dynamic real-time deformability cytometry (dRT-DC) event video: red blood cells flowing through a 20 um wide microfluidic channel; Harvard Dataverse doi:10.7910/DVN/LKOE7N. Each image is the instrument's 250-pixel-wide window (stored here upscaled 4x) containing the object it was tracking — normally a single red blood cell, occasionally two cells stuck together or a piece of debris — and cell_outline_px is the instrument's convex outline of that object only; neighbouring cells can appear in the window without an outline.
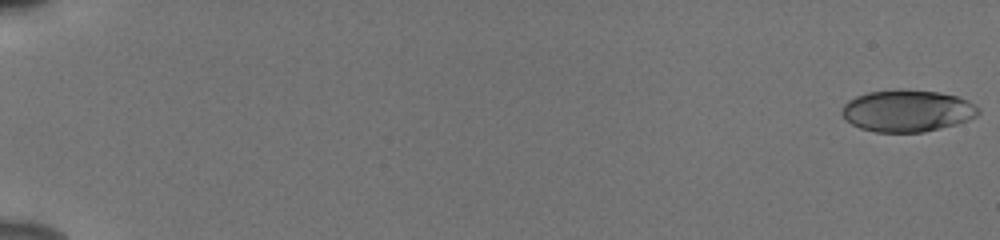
{"species": "human", "species_latin": "Homo sapiens", "temperature_condition": "cold", "stored_images_in_passage": 55, "camera_frame_rate_fps": 3000, "um_per_image_px": 0.085, "donor": {"sex": "male"}, "frame": {"image": 1, "passage_image": 1, "time_ms": 0.0, "image_size_px": [1000, 240], "cell_outline_px": [[980, 112], [976, 116], [968, 120], [956, 124], [924, 132], [876, 132], [860, 128], [844, 120], [840, 112], [844, 104], [848, 100], [856, 96], [868, 92], [900, 88], [940, 92], [956, 96], [968, 100], [980, 108]], "centroid_in_image_um": [77.1, 9.41], "position_along_channel_um": 7.9, "area_um2": 33.7}}
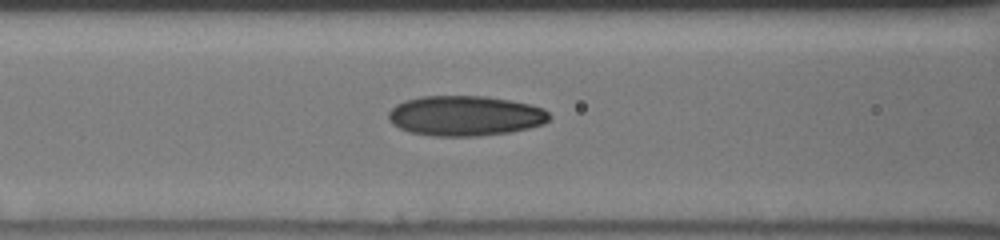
{"frame": {"image": 2, "passage_image": 26, "time_ms": 8.333, "image_size_px": [1000, 240], "cell_outline_px": [[552, 116], [544, 124], [528, 128], [508, 132], [480, 136], [432, 136], [408, 132], [392, 124], [388, 120], [388, 112], [396, 104], [404, 100], [420, 96], [484, 96], [508, 100], [528, 104], [544, 108]], "centroid_in_image_um": [39.51, 9.84], "position_along_channel_um": 127.1, "area_um2": 37.8}}
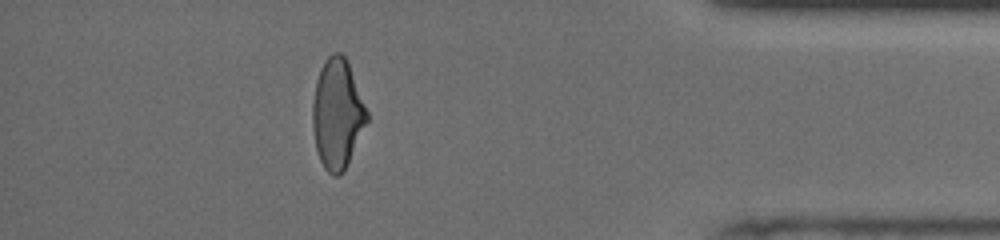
{"frame": {"image": 3, "passage_image": 50, "time_ms": 16.333, "image_size_px": [1000, 240], "cell_outline_px": [[368, 120], [344, 172], [340, 176], [332, 176], [324, 168], [320, 160], [316, 148], [312, 124], [312, 104], [316, 80], [320, 68], [324, 60], [332, 52], [340, 52], [348, 60], [368, 112]], "centroid_in_image_um": [28.67, 9.67], "position_along_channel_um": 406.5, "area_um2": 35.03}, "authors_computed_cell_mechanics": {"area_um2": 35.0268, "velocity_mm_per_s": 3.8911, "shape_relaxation_time_tau1_ms": 7.1223, "shape_relaxation_time_tau2_ms": 1.9874, "deformation_change_tau1": 0.2021, "deformation_change_tau2": 0.0883}}